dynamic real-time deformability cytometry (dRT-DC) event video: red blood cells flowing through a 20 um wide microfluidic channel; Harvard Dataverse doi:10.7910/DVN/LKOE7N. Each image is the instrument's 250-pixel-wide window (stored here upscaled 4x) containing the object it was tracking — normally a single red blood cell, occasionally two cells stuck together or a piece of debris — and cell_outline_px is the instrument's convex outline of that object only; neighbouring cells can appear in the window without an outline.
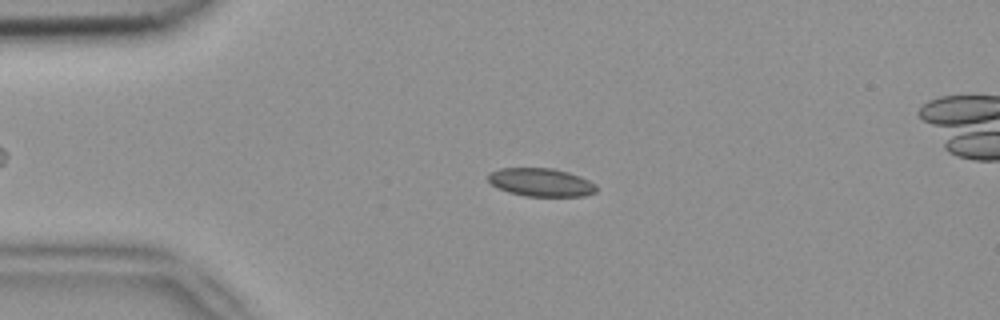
{"species": "common noctule bat (a hibernating species)", "species_latin": "Nyctalus noctula", "temperature_condition": "room temperature", "stored_images_in_passage": 47, "camera_frame_rate_fps": 3000, "um_per_image_px": 0.085, "animal": {"sex": "female", "body_mass_g": 18.4}, "frame": {"image": 1, "passage_image": 12, "time_ms": 3.667, "image_size_px": [1000, 320], "cell_outline_px": [[596, 192], [584, 196], [524, 196], [508, 192], [496, 188], [488, 180], [488, 172], [500, 168], [552, 168], [568, 172], [580, 176], [596, 184]], "centroid_in_image_um": [45.96, 15.5], "position_along_channel_um": 39.0, "area_um2": 17.92}}
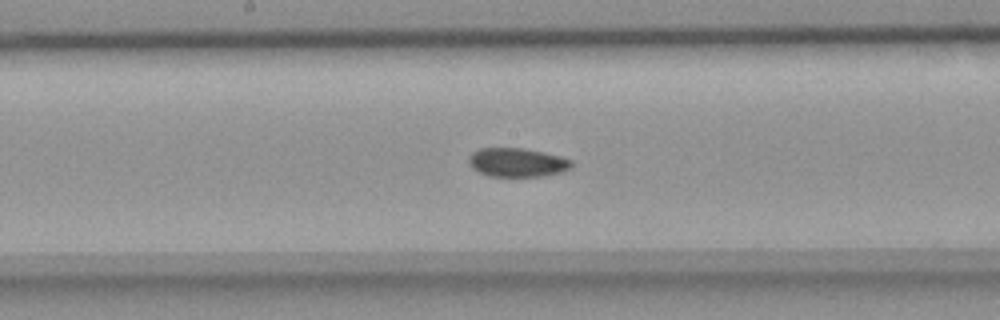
{"frame": {"image": 2, "passage_image": 27, "time_ms": 8.667, "image_size_px": [1000, 320], "cell_outline_px": [[572, 168], [560, 172], [544, 176], [488, 176], [472, 168], [468, 164], [468, 156], [472, 152], [480, 148], [524, 148], [544, 152], [560, 156], [572, 160]], "centroid_in_image_um": [43.95, 13.8], "position_along_channel_um": 204.3, "area_um2": 17.4}}
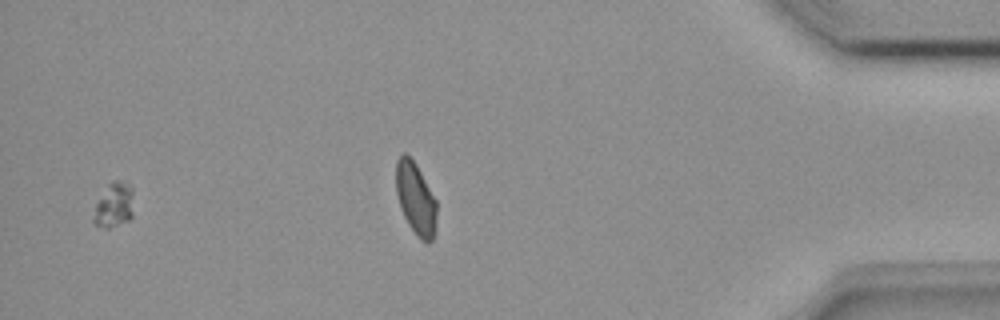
{"frame": {"image": 3, "passage_image": 45, "time_ms": 14.667, "image_size_px": [1000, 320], "cell_outline_px": [[132, 216], [128, 220], [108, 228], [104, 228], [92, 224], [92, 220], [96, 204], [108, 184], [116, 180], [132, 188]], "centroid_in_image_um": [9.66, 17.48], "position_along_channel_um": 425.5, "area_um2": 10.12}, "authors_computed_cell_mechanics": {"area_um2": 17.8024, "velocity_mm_per_s": 3.8882, "shape_relaxation_time_tau1_ms": null, "shape_relaxation_time_tau2_ms": 2.8186, "deformation_change_tau1": null, "deformation_change_tau2": 0.0712}}